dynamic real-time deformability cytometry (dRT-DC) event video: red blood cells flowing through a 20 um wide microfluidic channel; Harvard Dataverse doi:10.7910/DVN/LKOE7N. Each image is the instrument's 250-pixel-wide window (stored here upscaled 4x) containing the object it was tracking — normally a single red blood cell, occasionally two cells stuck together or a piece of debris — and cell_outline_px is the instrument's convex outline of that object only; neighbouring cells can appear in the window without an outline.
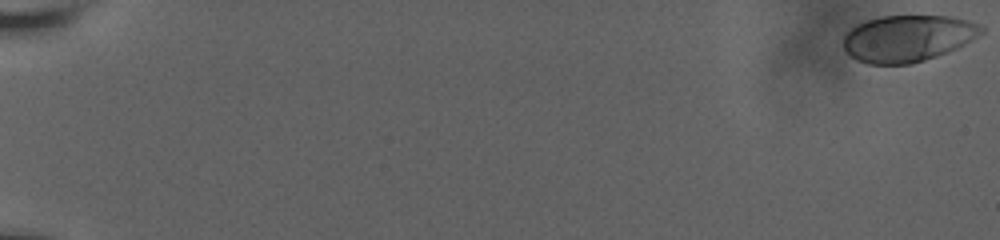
{"species": "human", "species_latin": "Homo sapiens", "temperature_condition": "room temperature", "stored_images_in_passage": 61, "camera_frame_rate_fps": 3000, "um_per_image_px": 0.085, "donor": {"sex": "male"}, "frame": {"image": 1, "passage_image": 1, "time_ms": 0.0, "image_size_px": [1000, 240], "cell_outline_px": [[984, 32], [964, 44], [948, 52], [912, 64], [868, 64], [856, 60], [844, 48], [844, 36], [852, 28], [868, 20], [880, 16], [952, 16], [968, 20], [980, 24], [984, 28]], "centroid_in_image_um": [77.19, 3.26], "position_along_channel_um": 7.8, "area_um2": 37.28}}
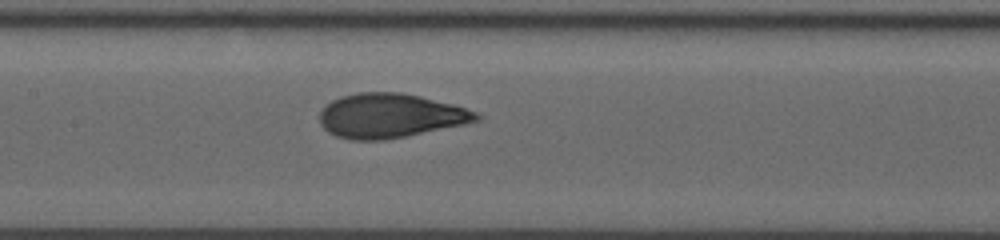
{"frame": {"image": 2, "passage_image": 33, "time_ms": 10.667, "image_size_px": [1000, 240], "cell_outline_px": [[484, 116], [480, 120], [464, 124], [384, 140], [352, 140], [336, 136], [328, 132], [320, 124], [320, 112], [332, 100], [340, 96], [356, 92], [400, 92], [420, 96], [452, 104], [476, 112]], "centroid_in_image_um": [33.15, 9.83], "position_along_channel_um": 174.3, "area_um2": 40.29}}
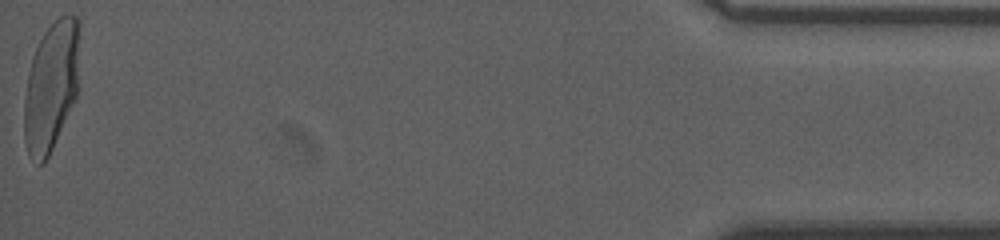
{"frame": {"image": 3, "passage_image": 61, "time_ms": 20.0, "image_size_px": [1000, 240], "cell_outline_px": [[80, 24], [76, 96], [52, 148], [44, 164], [36, 164], [28, 156], [24, 140], [24, 96], [28, 72], [32, 56], [44, 32], [60, 16], [76, 16], [80, 20]], "centroid_in_image_um": [4.32, 7.35], "position_along_channel_um": 430.9, "area_um2": 41.67}, "authors_computed_cell_mechanics": {"area_um2": 39.015, "velocity_mm_per_s": 3.658, "shape_relaxation_time_tau1_ms": 4.3416, "shape_relaxation_time_tau2_ms": null, "deformation_change_tau1": 0.1918, "deformation_change_tau2": null}}